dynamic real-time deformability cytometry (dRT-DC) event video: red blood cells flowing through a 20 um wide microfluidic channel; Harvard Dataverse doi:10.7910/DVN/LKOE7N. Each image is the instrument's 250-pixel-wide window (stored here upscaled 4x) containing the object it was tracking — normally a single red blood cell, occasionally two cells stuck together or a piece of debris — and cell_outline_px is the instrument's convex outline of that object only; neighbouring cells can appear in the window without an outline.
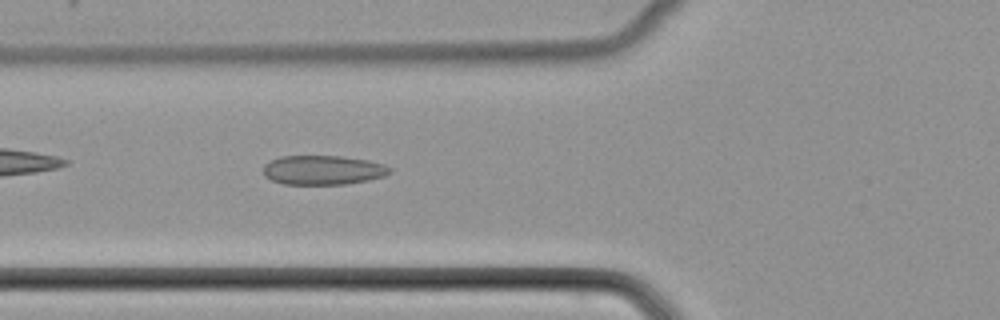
{"species": "common noctule bat (a hibernating species)", "species_latin": "Nyctalus noctula", "temperature_condition": "cold", "stored_images_in_passage": 36, "camera_frame_rate_fps": 3000, "um_per_image_px": 0.085, "animal": {"sex": "female", "body_mass_g": 22.7, "forearm_length_mm": 54.2}, "frame": {"image": 1, "passage_image": 5, "time_ms": 1.333, "image_size_px": [1000, 320], "cell_outline_px": [[392, 172], [384, 176], [368, 180], [344, 184], [284, 184], [272, 180], [264, 176], [264, 164], [280, 156], [340, 156], [368, 160], [384, 164], [392, 168]], "centroid_in_image_um": [27.47, 14.45], "position_along_channel_um": 98.3, "area_um2": 21.62}}
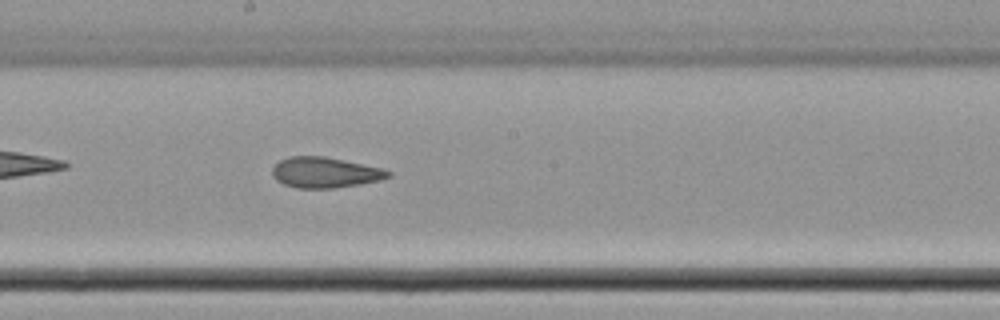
{"frame": {"image": 2, "passage_image": 14, "time_ms": 4.333, "image_size_px": [1000, 320], "cell_outline_px": [[392, 176], [380, 180], [360, 184], [332, 188], [296, 188], [284, 184], [276, 180], [272, 176], [272, 168], [280, 160], [288, 156], [324, 156], [384, 168], [392, 172]], "centroid_in_image_um": [27.64, 14.66], "position_along_channel_um": 220.6, "area_um2": 20.81}}
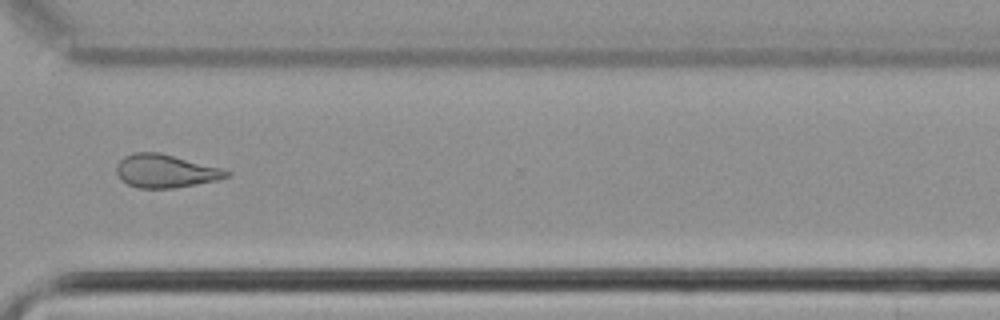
{"frame": {"image": 3, "passage_image": 24, "time_ms": 7.667, "image_size_px": [1000, 320], "cell_outline_px": [[232, 172], [228, 176], [216, 180], [172, 188], [136, 188], [120, 180], [116, 172], [116, 164], [124, 156], [132, 152], [160, 152], [224, 168]], "centroid_in_image_um": [14.04, 14.52], "position_along_channel_um": 356.6, "area_um2": 21.5}}